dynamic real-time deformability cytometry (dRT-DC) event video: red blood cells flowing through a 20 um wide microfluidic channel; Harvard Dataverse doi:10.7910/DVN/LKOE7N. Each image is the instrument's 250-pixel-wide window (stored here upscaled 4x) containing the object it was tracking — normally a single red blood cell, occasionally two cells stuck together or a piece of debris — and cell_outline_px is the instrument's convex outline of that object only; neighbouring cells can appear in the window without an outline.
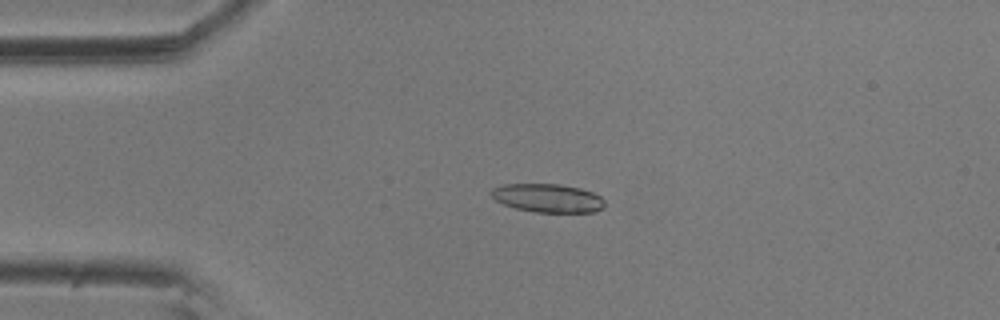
{"species": "common noctule bat (a hibernating species)", "species_latin": "Nyctalus noctula", "temperature_condition": "room temperature", "stored_images_in_passage": 5, "camera_frame_rate_fps": 3000, "um_per_image_px": 0.085, "animal": {"sex": "male", "body_mass_g": 20.5, "forearm_length_mm": 52.5}, "frame": {"image": 1, "passage_image": 4, "time_ms": 1.0, "image_size_px": [1000, 320], "cell_outline_px": [[604, 208], [596, 212], [536, 212], [516, 208], [504, 204], [496, 200], [492, 196], [492, 188], [504, 184], [560, 184], [580, 188], [592, 192], [600, 196], [604, 200]], "centroid_in_image_um": [46.59, 16.83], "position_along_channel_um": 38.4, "area_um2": 18.79}}